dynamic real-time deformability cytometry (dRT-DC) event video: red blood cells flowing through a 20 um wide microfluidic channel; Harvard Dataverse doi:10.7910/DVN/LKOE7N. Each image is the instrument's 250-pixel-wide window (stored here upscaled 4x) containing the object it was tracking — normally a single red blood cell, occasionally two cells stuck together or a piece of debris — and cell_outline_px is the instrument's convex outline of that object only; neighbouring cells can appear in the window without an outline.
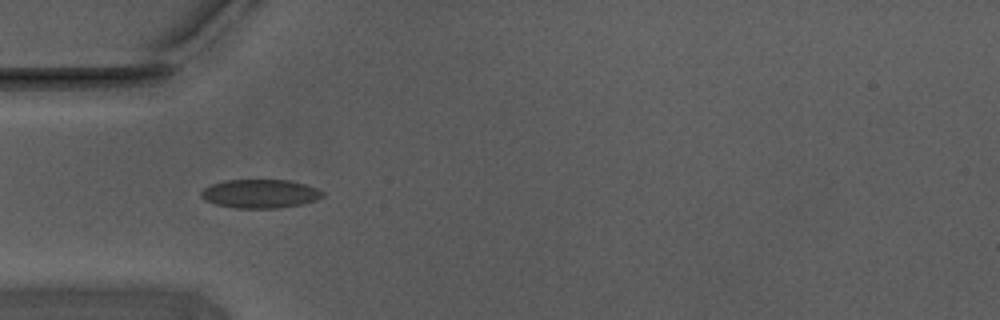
{"species": "Egyptian fruit bat (a non-hibernating species)", "species_latin": "Rousettus aegyptiacus", "temperature_condition": "warm", "stored_images_in_passage": 5, "camera_frame_rate_fps": 3000, "um_per_image_px": 0.085, "animal": {"sex": "male"}, "frame": {"image": 1, "passage_image": 1, "time_ms": 0.0, "image_size_px": [1000, 320], "cell_outline_px": [[324, 196], [316, 200], [304, 204], [280, 208], [232, 208], [216, 204], [204, 200], [200, 196], [200, 192], [204, 188], [212, 184], [224, 180], [288, 180], [304, 184], [316, 188], [324, 192]], "centroid_in_image_um": [22.1, 16.47], "position_along_channel_um": 62.9, "area_um2": 20.46}}
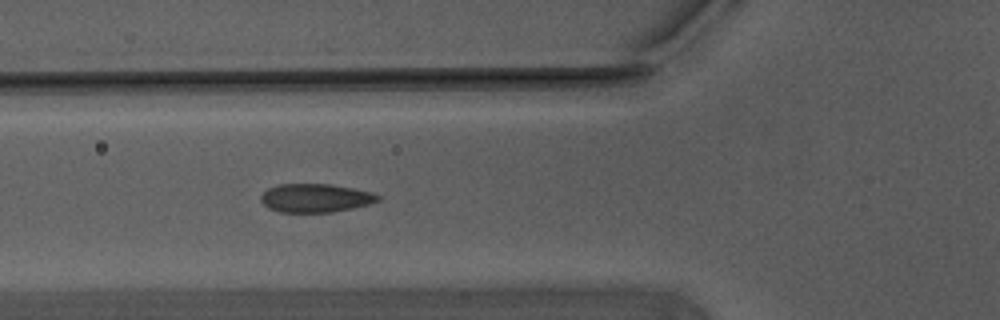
{"frame": {"image": 2, "passage_image": 4, "time_ms": 1.0, "image_size_px": [1000, 320], "cell_outline_px": [[380, 200], [368, 204], [352, 208], [332, 212], [280, 212], [268, 208], [260, 200], [260, 196], [268, 188], [280, 184], [332, 184], [372, 192], [380, 196]], "centroid_in_image_um": [26.8, 16.83], "position_along_channel_um": 99.0, "area_um2": 19.42}}